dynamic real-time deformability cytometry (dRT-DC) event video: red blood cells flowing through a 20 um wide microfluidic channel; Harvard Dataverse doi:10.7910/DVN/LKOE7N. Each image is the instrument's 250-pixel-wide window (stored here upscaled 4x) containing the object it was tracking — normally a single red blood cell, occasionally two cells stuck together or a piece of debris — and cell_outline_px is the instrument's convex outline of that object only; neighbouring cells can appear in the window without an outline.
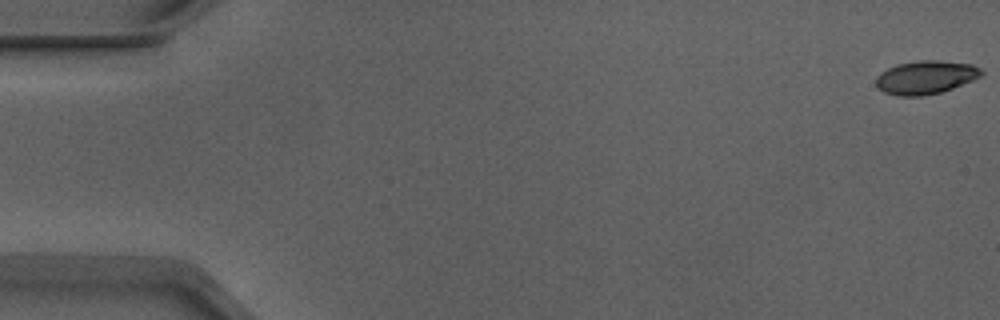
{"species": "Egyptian fruit bat (a non-hibernating species)", "species_latin": "Rousettus aegyptiacus", "temperature_condition": "warm", "stored_images_in_passage": 9, "camera_frame_rate_fps": 3000, "um_per_image_px": 0.085, "animal": {"sex": "male"}, "frame": {"image": 1, "passage_image": 1, "time_ms": 0.0, "image_size_px": [1000, 320], "cell_outline_px": [[984, 72], [980, 76], [972, 80], [952, 88], [940, 92], [920, 96], [896, 96], [884, 92], [876, 84], [876, 76], [880, 72], [896, 64], [920, 60], [936, 60], [972, 64], [980, 68]], "centroid_in_image_um": [78.66, 6.57], "position_along_channel_um": 6.3, "area_um2": 20.4}}